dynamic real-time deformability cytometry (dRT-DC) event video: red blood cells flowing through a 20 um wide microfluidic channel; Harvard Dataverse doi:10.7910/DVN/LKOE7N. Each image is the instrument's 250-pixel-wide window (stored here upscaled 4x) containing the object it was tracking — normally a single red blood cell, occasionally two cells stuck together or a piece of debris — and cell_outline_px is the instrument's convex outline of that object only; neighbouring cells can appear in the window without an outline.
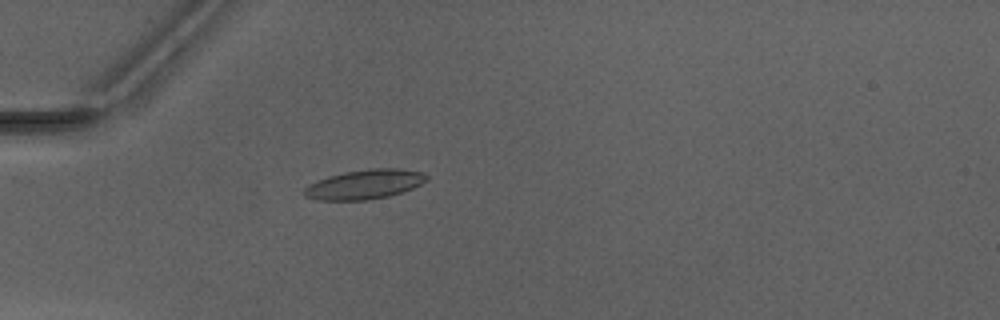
{"species": "Egyptian fruit bat (a non-hibernating species)", "species_latin": "Rousettus aegyptiacus", "temperature_condition": "warm", "stored_images_in_passage": 43, "camera_frame_rate_fps": 3000, "um_per_image_px": 0.085, "animal": {"sex": "male"}, "frame": {"image": 1, "passage_image": 8, "time_ms": 2.333, "image_size_px": [1000, 320], "cell_outline_px": [[428, 180], [412, 188], [388, 196], [368, 200], [316, 200], [304, 196], [304, 188], [308, 184], [328, 176], [344, 172], [372, 168], [396, 168], [420, 172], [428, 176]], "centroid_in_image_um": [30.95, 15.67], "position_along_channel_um": 54.0, "area_um2": 20.92}}
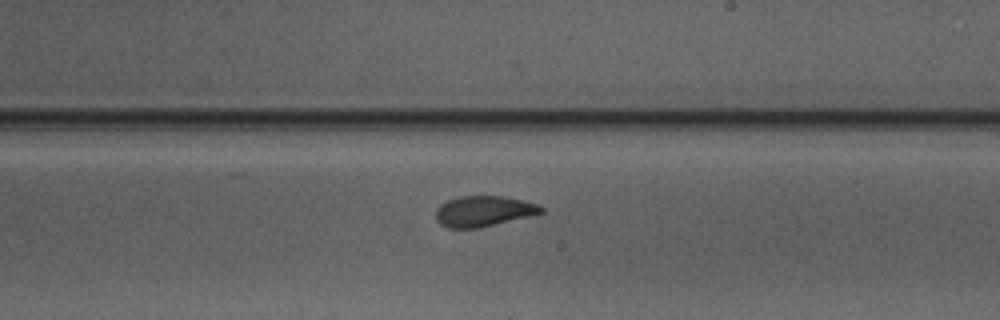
{"frame": {"image": 2, "passage_image": 23, "time_ms": 7.333, "image_size_px": [1000, 320], "cell_outline_px": [[544, 212], [528, 216], [476, 228], [448, 228], [440, 224], [436, 220], [436, 208], [440, 204], [448, 200], [460, 196], [504, 196], [524, 200], [536, 204], [544, 208]], "centroid_in_image_um": [41.07, 17.94], "position_along_channel_um": 247.9, "area_um2": 18.61}}
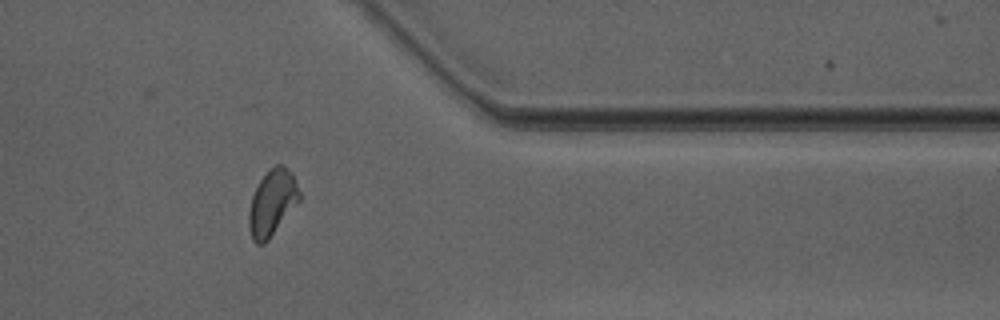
{"frame": {"image": 3, "passage_image": 34, "time_ms": 11.0, "image_size_px": [1000, 320], "cell_outline_px": [[300, 200], [268, 240], [264, 244], [256, 244], [252, 240], [248, 228], [248, 212], [252, 196], [260, 180], [268, 168], [276, 164], [284, 164], [292, 172], [300, 192]], "centroid_in_image_um": [23.12, 17.21], "position_along_channel_um": 388.3, "area_um2": 19.59}, "authors_computed_cell_mechanics": {"area_um2": 19.363, "velocity_mm_per_s": 4.1569, "shape_relaxation_time_tau1_ms": 5.0549, "shape_relaxation_time_tau2_ms": 1.4528, "deformation_change_tau1": 0.1397, "deformation_change_tau2": 0.0777}}